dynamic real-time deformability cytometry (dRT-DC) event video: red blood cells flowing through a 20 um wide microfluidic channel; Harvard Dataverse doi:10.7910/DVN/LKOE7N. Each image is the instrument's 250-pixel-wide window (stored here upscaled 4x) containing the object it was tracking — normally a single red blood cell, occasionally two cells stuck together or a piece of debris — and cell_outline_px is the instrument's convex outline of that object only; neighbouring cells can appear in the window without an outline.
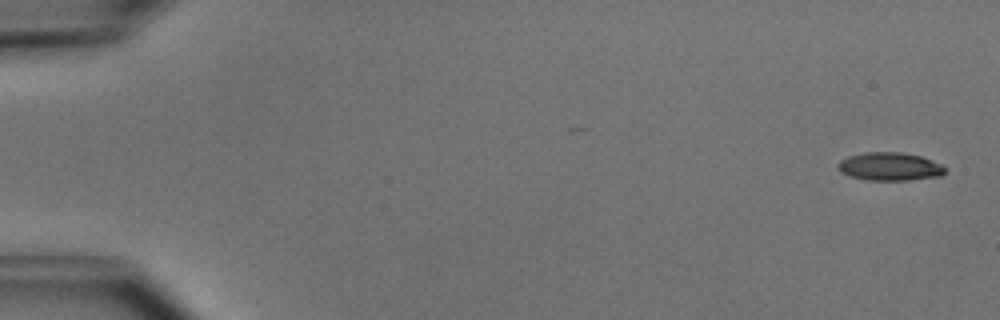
{"species": "common noctule bat (a hibernating species)", "species_latin": "Nyctalus noctula", "temperature_condition": "cold", "stored_images_in_passage": 4, "camera_frame_rate_fps": 3000, "um_per_image_px": 0.085, "animal": {"sex": "male", "body_mass_g": 15.6}, "frame": {"image": 1, "passage_image": 1, "time_ms": 0.0, "image_size_px": [1000, 320], "cell_outline_px": [[944, 172], [940, 176], [908, 180], [868, 180], [848, 176], [840, 172], [836, 168], [836, 164], [840, 160], [848, 156], [864, 152], [900, 152], [920, 156], [940, 164], [944, 168]], "centroid_in_image_um": [75.54, 14.15], "position_along_channel_um": 9.5, "area_um2": 17.57}}
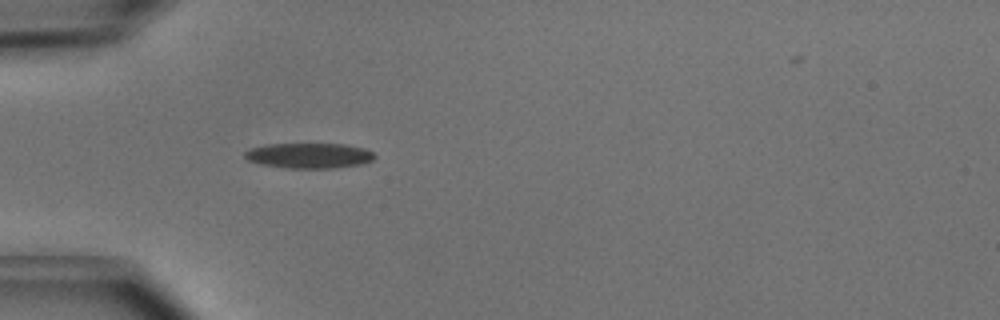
{"frame": {"image": 2, "passage_image": 4, "time_ms": 1.0, "image_size_px": [1000, 320], "cell_outline_px": [[376, 156], [372, 160], [360, 164], [332, 168], [284, 168], [260, 164], [248, 160], [244, 156], [244, 152], [252, 148], [268, 144], [344, 144], [364, 148], [372, 152]], "centroid_in_image_um": [26.26, 13.23], "position_along_channel_um": 58.7, "area_um2": 19.02}}